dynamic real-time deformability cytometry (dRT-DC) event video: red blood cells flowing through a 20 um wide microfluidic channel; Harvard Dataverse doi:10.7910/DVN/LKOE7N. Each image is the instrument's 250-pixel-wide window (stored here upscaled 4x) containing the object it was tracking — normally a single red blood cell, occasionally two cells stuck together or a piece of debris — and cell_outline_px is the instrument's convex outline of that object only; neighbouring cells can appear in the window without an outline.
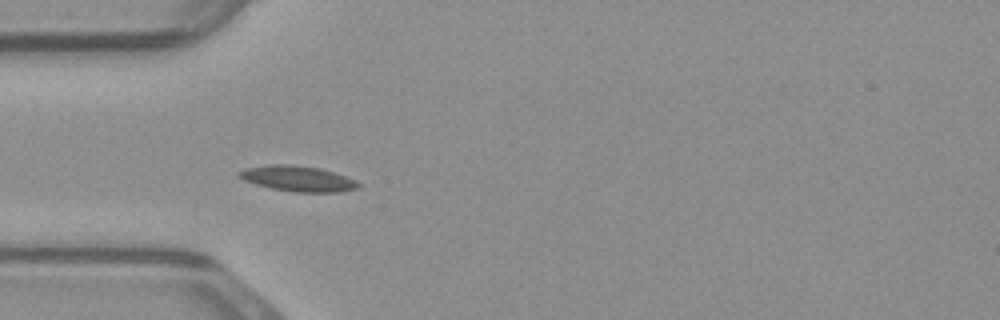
{"species": "common noctule bat (a hibernating species)", "species_latin": "Nyctalus noctula", "temperature_condition": "warm", "stored_images_in_passage": 35, "camera_frame_rate_fps": 3000, "um_per_image_px": 0.085, "animal": {"sex": "male", "body_mass_g": 23.1, "forearm_length_mm": 52.7}, "frame": {"image": 1, "passage_image": 1, "time_ms": 0.0, "image_size_px": [1000, 320], "cell_outline_px": [[360, 188], [340, 192], [292, 192], [272, 188], [256, 184], [244, 180], [236, 176], [236, 172], [244, 168], [272, 164], [292, 164], [320, 168], [356, 180], [360, 184]], "centroid_in_image_um": [25.29, 15.18], "position_along_channel_um": 59.7, "area_um2": 17.86}}
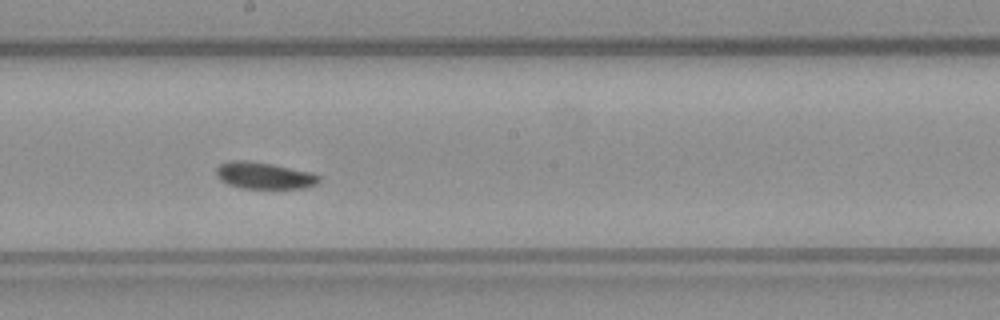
{"frame": {"image": 2, "passage_image": 13, "time_ms": 4.0, "image_size_px": [1000, 320], "cell_outline_px": [[320, 180], [316, 184], [304, 188], [240, 188], [228, 184], [220, 180], [216, 176], [216, 168], [220, 164], [232, 160], [248, 160], [272, 164], [312, 172], [320, 176]], "centroid_in_image_um": [22.44, 14.92], "position_along_channel_um": 225.8, "area_um2": 16.07}}
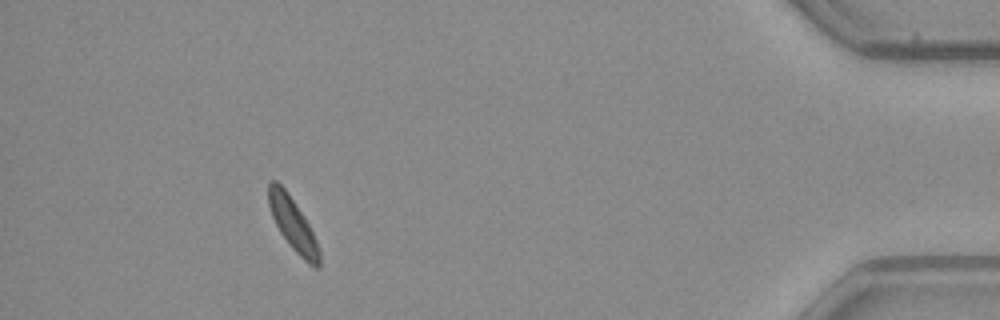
{"frame": {"image": 3, "passage_image": 31, "time_ms": 10.0, "image_size_px": [1000, 320], "cell_outline_px": [[320, 268], [316, 268], [308, 264], [288, 244], [280, 232], [272, 216], [268, 204], [268, 184], [272, 180], [276, 180], [284, 188], [308, 224], [316, 240], [320, 252]], "centroid_in_image_um": [24.89, 19.09], "position_along_channel_um": 410.3, "area_um2": 15.26}}